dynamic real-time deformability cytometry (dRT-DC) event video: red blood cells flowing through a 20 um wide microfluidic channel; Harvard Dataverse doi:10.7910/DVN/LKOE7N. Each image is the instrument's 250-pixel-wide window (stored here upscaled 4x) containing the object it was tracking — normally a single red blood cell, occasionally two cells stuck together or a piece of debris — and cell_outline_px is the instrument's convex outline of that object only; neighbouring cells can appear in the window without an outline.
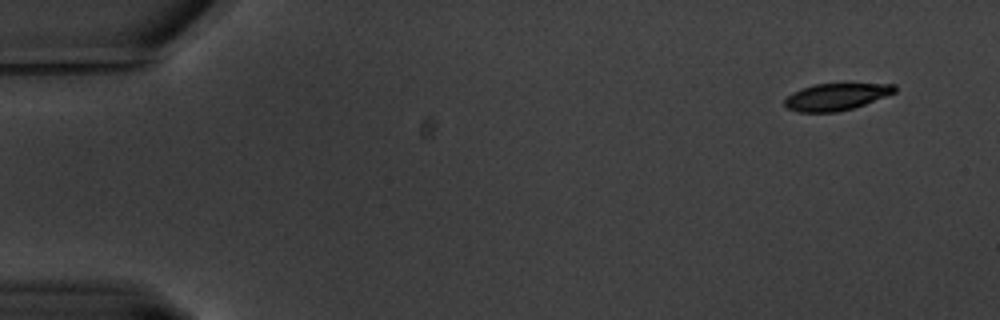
{"species": "common noctule bat (a hibernating species)", "species_latin": "Nyctalus noctula", "temperature_condition": "warm", "stored_images_in_passage": 59, "camera_frame_rate_fps": 3000, "um_per_image_px": 0.085, "animal": {"sex": "male", "body_mass_g": 20.1, "forearm_length_mm": 53.5}, "frame": {"image": 1, "passage_image": 1, "time_ms": 0.0, "image_size_px": [1000, 320], "cell_outline_px": [[896, 92], [864, 104], [852, 108], [836, 112], [800, 112], [788, 108], [784, 104], [784, 100], [788, 96], [804, 88], [816, 84], [896, 84]], "centroid_in_image_um": [71.09, 8.23], "position_along_channel_um": 13.9, "area_um2": 16.82}}
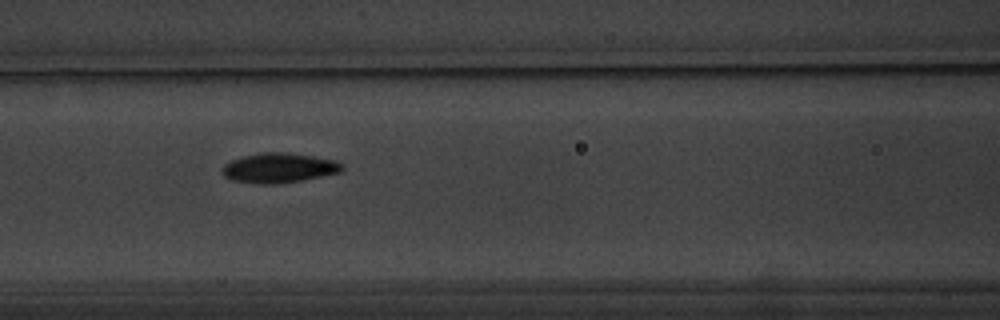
{"frame": {"image": 2, "passage_image": 24, "time_ms": 7.667, "image_size_px": [1000, 320], "cell_outline_px": [[344, 168], [340, 172], [300, 180], [276, 184], [256, 184], [232, 180], [224, 176], [220, 172], [224, 164], [232, 160], [244, 156], [260, 152], [284, 152], [312, 156], [336, 160], [344, 164]], "centroid_in_image_um": [23.69, 14.27], "position_along_channel_um": 142.9, "area_um2": 20.81}}
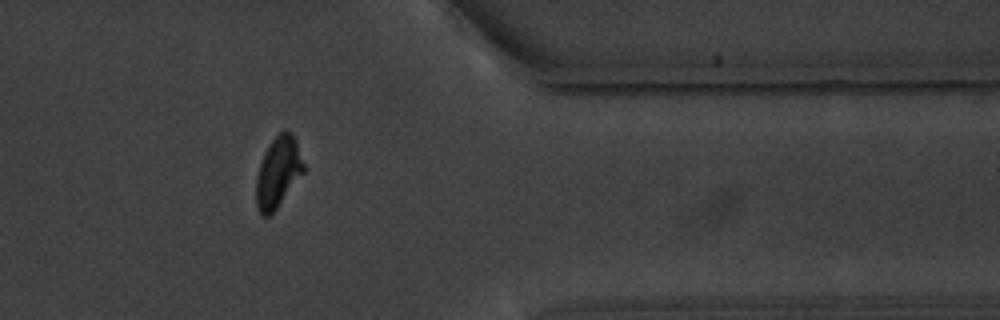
{"frame": {"image": 3, "passage_image": 48, "time_ms": 15.667, "image_size_px": [1000, 320], "cell_outline_px": [[304, 172], [276, 208], [268, 216], [260, 216], [256, 208], [256, 176], [264, 152], [272, 140], [284, 128], [292, 132], [296, 140], [304, 164]], "centroid_in_image_um": [23.62, 14.62], "position_along_channel_um": 387.8, "area_um2": 19.54}, "authors_computed_cell_mechanics": {"area_um2": 19.4786, "velocity_mm_per_s": 3.2532, "shape_relaxation_time_tau1_ms": 2.6974, "shape_relaxation_time_tau2_ms": 3.3146, "deformation_change_tau1": 0.1549, "deformation_change_tau2": 0.062}}